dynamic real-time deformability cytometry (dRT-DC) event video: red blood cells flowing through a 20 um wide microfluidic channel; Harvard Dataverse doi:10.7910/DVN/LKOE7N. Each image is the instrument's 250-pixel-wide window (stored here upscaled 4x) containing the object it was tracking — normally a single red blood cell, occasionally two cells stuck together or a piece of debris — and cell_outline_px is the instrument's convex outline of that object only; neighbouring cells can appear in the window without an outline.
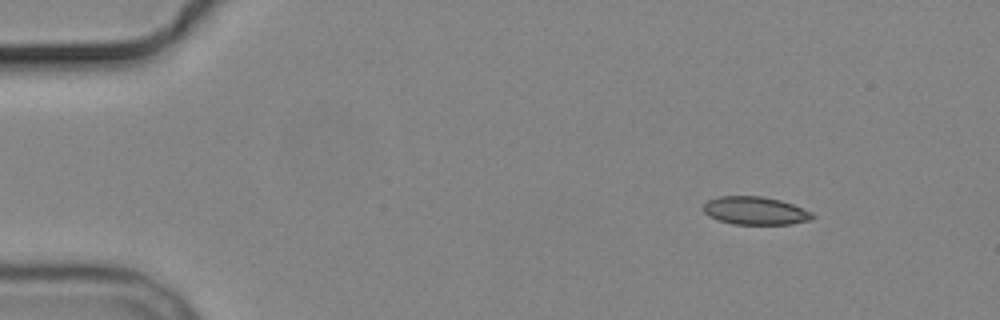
{"species": "common noctule bat (a hibernating species)", "species_latin": "Nyctalus noctula", "temperature_condition": "cold", "stored_images_in_passage": 2, "camera_frame_rate_fps": 3000, "um_per_image_px": 0.085, "animal": {"sex": "male", "body_mass_g": 19.2, "forearm_length_mm": 51.8}, "frame": {"image": 1, "passage_image": 2, "time_ms": 2.0, "image_size_px": [1000, 320], "cell_outline_px": [[816, 216], [812, 220], [792, 224], [732, 224], [708, 216], [704, 212], [704, 204], [708, 200], [720, 196], [764, 196], [780, 200], [804, 208], [812, 212]], "centroid_in_image_um": [64.24, 17.91], "position_along_channel_um": 20.8, "area_um2": 17.92}}